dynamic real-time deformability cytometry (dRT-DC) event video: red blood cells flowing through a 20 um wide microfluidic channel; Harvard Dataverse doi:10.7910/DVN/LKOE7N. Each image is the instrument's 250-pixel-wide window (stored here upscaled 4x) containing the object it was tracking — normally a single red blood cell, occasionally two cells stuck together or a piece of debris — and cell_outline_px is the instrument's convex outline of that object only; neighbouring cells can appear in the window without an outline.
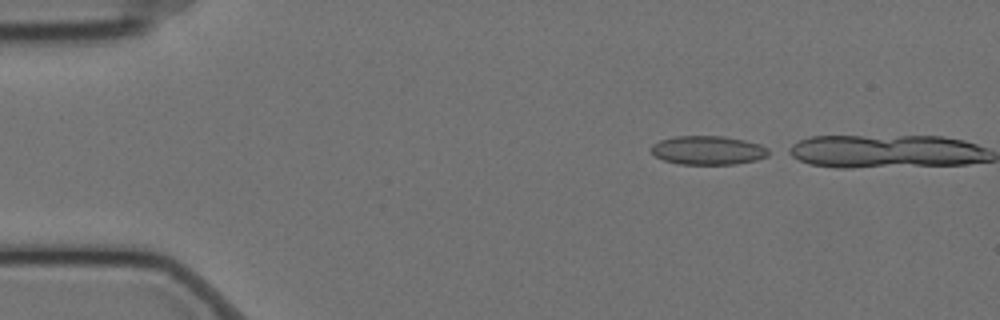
{"species": "Egyptian fruit bat (a non-hibernating species)", "species_latin": "Rousettus aegyptiacus", "temperature_condition": "cold", "stored_images_in_passage": 2, "camera_frame_rate_fps": 3000, "um_per_image_px": 0.085, "animal": {"sex": "female"}, "frame": {"image": 1, "passage_image": 1, "time_ms": 0.0, "image_size_px": [1000, 320], "cell_outline_px": [[776, 152], [768, 156], [756, 160], [736, 164], [680, 164], [664, 160], [656, 156], [652, 152], [652, 144], [660, 140], [676, 136], [724, 136], [744, 140], [760, 144]], "centroid_in_image_um": [60.26, 12.77], "position_along_channel_um": 24.7, "area_um2": 19.88}}